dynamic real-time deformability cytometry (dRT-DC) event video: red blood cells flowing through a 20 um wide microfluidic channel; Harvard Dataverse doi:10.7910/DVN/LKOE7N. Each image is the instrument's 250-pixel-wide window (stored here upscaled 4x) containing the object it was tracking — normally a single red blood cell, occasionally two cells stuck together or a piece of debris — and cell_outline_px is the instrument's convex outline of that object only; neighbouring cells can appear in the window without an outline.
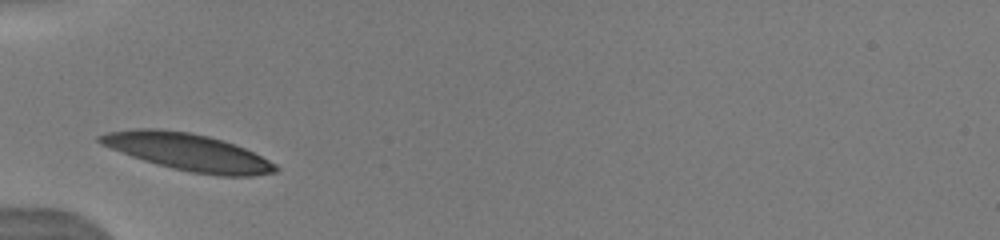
{"species": "human", "species_latin": "Homo sapiens", "temperature_condition": "warm", "stored_images_in_passage": 38, "camera_frame_rate_fps": 3000, "um_per_image_px": 0.085, "donor": {"sex": "male"}, "frame": {"image": 1, "passage_image": 1, "time_ms": 0.0, "image_size_px": [1000, 240], "cell_outline_px": [[280, 168], [276, 172], [252, 176], [220, 176], [192, 172], [172, 168], [156, 164], [132, 156], [100, 144], [96, 140], [96, 136], [108, 132], [136, 128], [156, 128], [192, 132], [224, 140], [244, 148], [276, 164]], "centroid_in_image_um": [15.96, 12.91], "position_along_channel_um": 69.0, "area_um2": 37.92}}
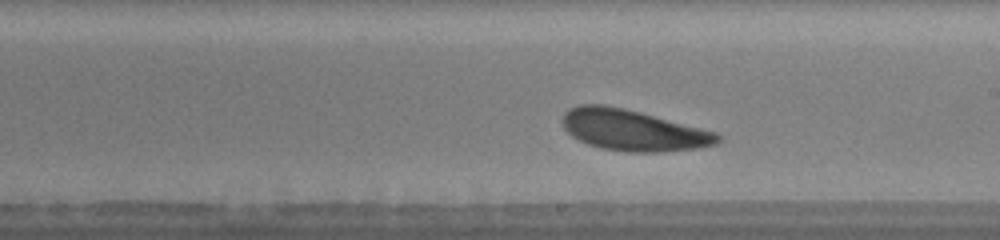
{"frame": {"image": 2, "passage_image": 23, "time_ms": 4.333, "image_size_px": [1000, 240], "cell_outline_px": [[724, 140], [716, 144], [696, 148], [660, 152], [628, 152], [600, 148], [588, 144], [572, 136], [564, 128], [560, 120], [564, 112], [568, 108], [580, 104], [604, 104], [624, 108], [640, 112], [716, 132]], "centroid_in_image_um": [53.77, 11.06], "position_along_channel_um": 235.2, "area_um2": 37.22}}
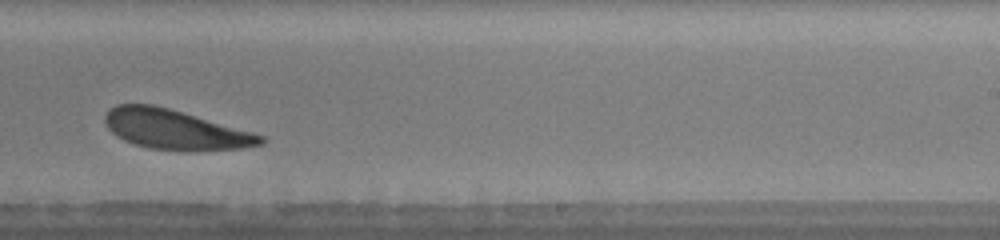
{"frame": {"image": 3, "passage_image": 28, "time_ms": 5.333, "image_size_px": [1000, 240], "cell_outline_px": [[268, 140], [264, 144], [244, 148], [184, 152], [148, 148], [132, 144], [116, 136], [108, 128], [104, 120], [104, 116], [108, 108], [116, 104], [152, 104], [168, 108], [252, 132], [264, 136]], "centroid_in_image_um": [14.87, 11.03], "position_along_channel_um": 274.1, "area_um2": 36.41}}